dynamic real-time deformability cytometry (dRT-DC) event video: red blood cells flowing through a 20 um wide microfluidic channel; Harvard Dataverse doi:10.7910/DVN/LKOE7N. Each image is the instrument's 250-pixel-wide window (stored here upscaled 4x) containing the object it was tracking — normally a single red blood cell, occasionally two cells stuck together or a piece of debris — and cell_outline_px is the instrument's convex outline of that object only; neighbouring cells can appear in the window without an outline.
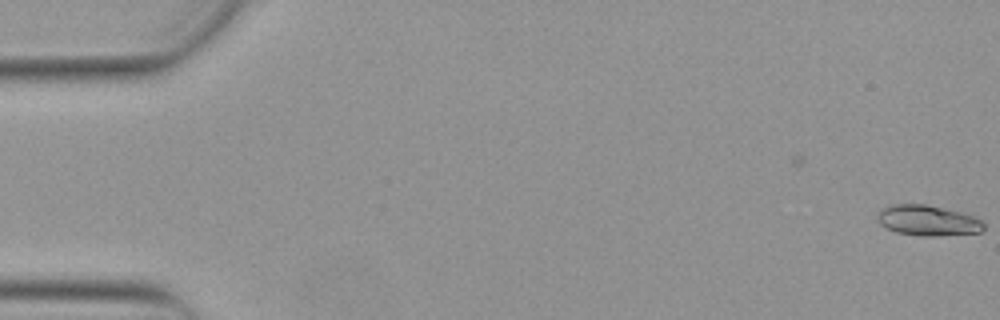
{"species": "Egyptian fruit bat (a non-hibernating species)", "species_latin": "Rousettus aegyptiacus", "temperature_condition": "warm", "stored_images_in_passage": 53, "camera_frame_rate_fps": 3000, "um_per_image_px": 0.085, "animal": {"sex": "female"}, "frame": {"image": 1, "passage_image": 1, "time_ms": 0.0, "image_size_px": [1000, 320], "cell_outline_px": [[984, 228], [980, 232], [936, 236], [920, 236], [896, 232], [880, 224], [876, 220], [876, 216], [884, 208], [896, 204], [924, 204], [960, 212], [972, 216], [980, 220], [984, 224]], "centroid_in_image_um": [78.84, 18.75], "position_along_channel_um": 6.2, "area_um2": 18.61}}
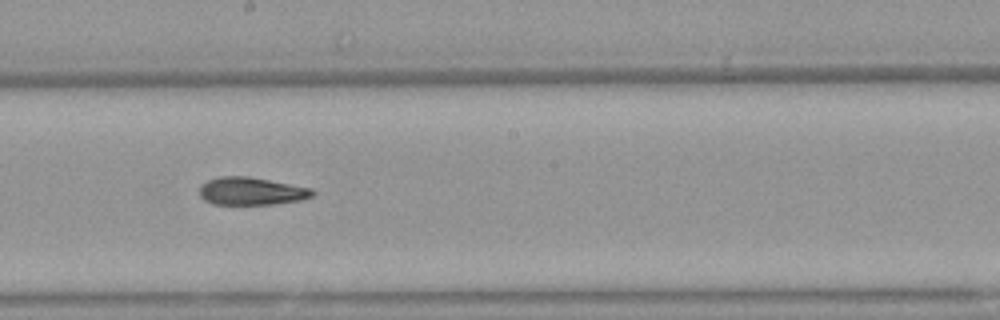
{"frame": {"image": 2, "passage_image": 30, "time_ms": 9.667, "image_size_px": [1000, 320], "cell_outline_px": [[316, 192], [312, 196], [300, 200], [272, 204], [212, 204], [204, 200], [200, 196], [200, 184], [208, 180], [220, 176], [248, 176], [312, 188]], "centroid_in_image_um": [21.35, 16.24], "position_along_channel_um": 226.9, "area_um2": 18.26}}
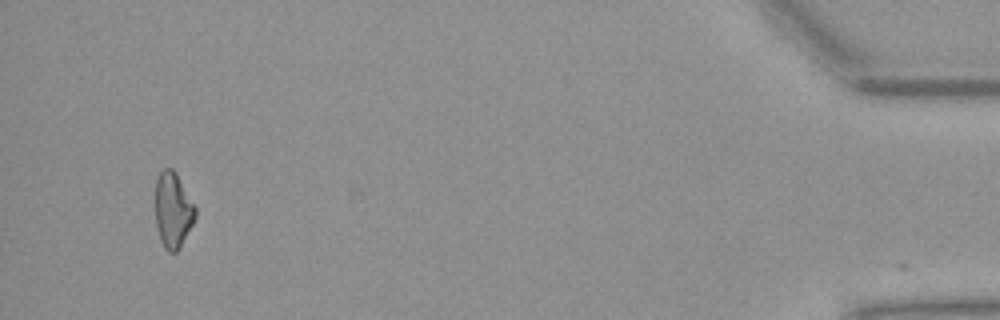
{"frame": {"image": 3, "passage_image": 51, "time_ms": 16.667, "image_size_px": [1000, 320], "cell_outline_px": [[196, 216], [180, 248], [176, 252], [168, 252], [164, 248], [160, 240], [156, 224], [156, 180], [160, 172], [164, 168], [172, 168], [176, 172], [196, 208]], "centroid_in_image_um": [14.7, 17.87], "position_along_channel_um": 420.5, "area_um2": 17.51}, "authors_computed_cell_mechanics": {"area_um2": 18.496, "velocity_mm_per_s": 3.8941, "shape_relaxation_time_tau1_ms": null, "shape_relaxation_time_tau2_ms": 6.8993, "deformation_change_tau1": null, "deformation_change_tau2": 0.1721}}